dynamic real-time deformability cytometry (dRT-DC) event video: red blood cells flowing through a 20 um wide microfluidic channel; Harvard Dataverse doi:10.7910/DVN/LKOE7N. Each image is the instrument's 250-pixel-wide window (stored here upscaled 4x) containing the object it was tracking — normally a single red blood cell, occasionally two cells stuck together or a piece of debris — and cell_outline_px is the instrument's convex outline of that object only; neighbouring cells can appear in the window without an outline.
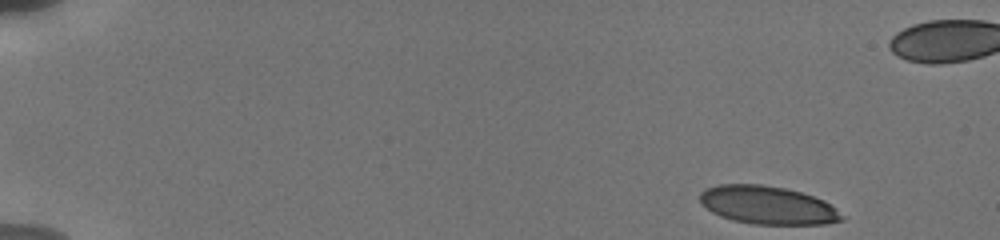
{"species": "human", "species_latin": "Homo sapiens", "temperature_condition": "cold", "stored_images_in_passage": 48, "camera_frame_rate_fps": 3000, "um_per_image_px": 0.085, "donor": {"sex": "male"}, "frame": {"image": 1, "passage_image": 1, "time_ms": 0.0, "image_size_px": [1000, 240], "cell_outline_px": [[844, 220], [824, 224], [752, 224], [732, 220], [720, 216], [712, 212], [700, 204], [700, 192], [704, 188], [720, 184], [760, 184], [784, 188], [800, 192], [824, 200], [836, 208], [844, 216]], "centroid_in_image_um": [65.23, 17.44], "position_along_channel_um": 19.8, "area_um2": 31.67}}
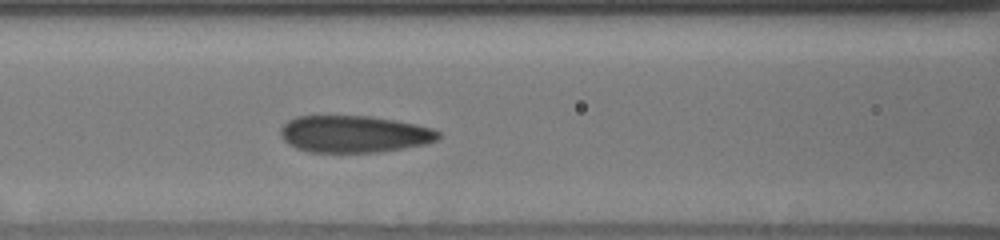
{"frame": {"image": 2, "passage_image": 28, "time_ms": 6.667, "image_size_px": [1000, 240], "cell_outline_px": [[440, 136], [436, 140], [428, 144], [404, 148], [376, 152], [308, 152], [296, 148], [288, 144], [280, 136], [280, 128], [288, 120], [296, 116], [372, 116], [416, 124], [432, 128], [440, 132]], "centroid_in_image_um": [30.09, 11.39], "position_along_channel_um": 136.5, "area_um2": 34.16}}
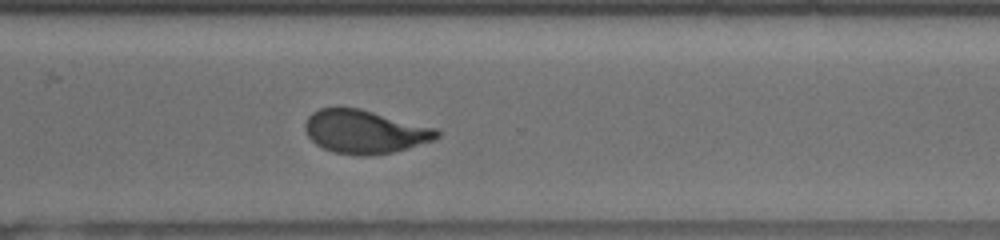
{"frame": {"image": 3, "passage_image": 48, "time_ms": 12.0, "image_size_px": [1000, 240], "cell_outline_px": [[440, 136], [432, 140], [408, 148], [392, 152], [368, 156], [360, 156], [336, 152], [324, 148], [316, 144], [308, 136], [304, 128], [304, 124], [308, 116], [312, 112], [320, 108], [360, 108], [436, 128], [440, 132]], "centroid_in_image_um": [31.0, 11.19], "position_along_channel_um": 339.6, "area_um2": 33.18}}